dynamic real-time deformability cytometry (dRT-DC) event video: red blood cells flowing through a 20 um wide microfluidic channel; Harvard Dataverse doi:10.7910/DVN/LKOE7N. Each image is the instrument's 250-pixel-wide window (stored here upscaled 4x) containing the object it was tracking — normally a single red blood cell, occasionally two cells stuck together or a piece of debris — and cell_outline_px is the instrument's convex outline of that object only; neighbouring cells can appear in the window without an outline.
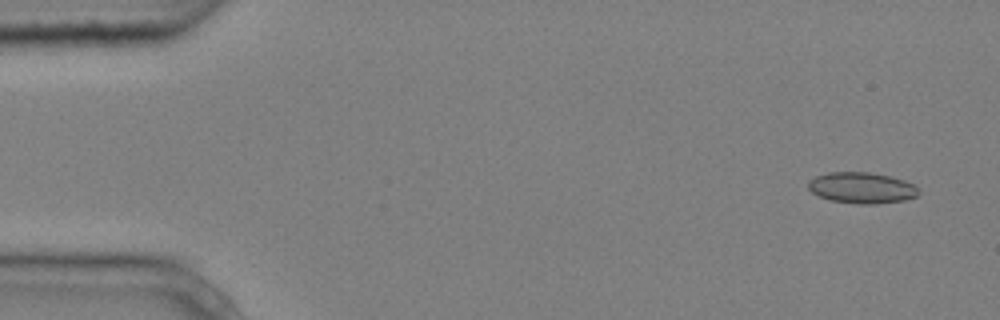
{"species": "common noctule bat (a hibernating species)", "species_latin": "Nyctalus noctula", "temperature_condition": "cold", "stored_images_in_passage": 5, "segment_of_instrument_passage": [1, 2], "camera_frame_rate_fps": 3000, "um_per_image_px": 0.085, "animal": {"sex": "male", "body_mass_g": 20.4}, "frame": {"image": 1, "passage_image": 1, "time_ms": 0.0, "image_size_px": [1000, 320], "cell_outline_px": [[920, 192], [916, 196], [904, 200], [876, 204], [856, 204], [832, 200], [820, 196], [812, 192], [808, 188], [808, 180], [816, 176], [828, 172], [868, 172], [888, 176], [904, 180], [912, 184]], "centroid_in_image_um": [73.23, 15.96], "position_along_channel_um": 11.8, "area_um2": 19.83}}